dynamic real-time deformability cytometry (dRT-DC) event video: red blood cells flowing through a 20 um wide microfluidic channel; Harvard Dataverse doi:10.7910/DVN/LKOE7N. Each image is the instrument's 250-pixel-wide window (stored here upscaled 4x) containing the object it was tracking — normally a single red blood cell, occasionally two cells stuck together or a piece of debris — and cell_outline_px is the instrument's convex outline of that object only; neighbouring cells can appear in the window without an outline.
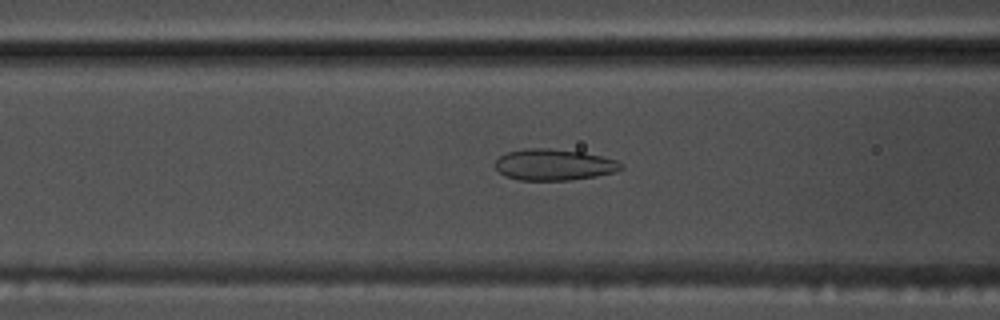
{"species": "common noctule bat (a hibernating species)", "species_latin": "Nyctalus noctula", "temperature_condition": "warm", "stored_images_in_passage": 54, "camera_frame_rate_fps": 3000, "um_per_image_px": 0.085, "animal": {"sex": "male", "body_mass_g": 17.5, "forearm_length_mm": 52.3}, "frame": {"image": 1, "passage_image": 21, "time_ms": 6.667, "image_size_px": [1000, 320], "cell_outline_px": [[624, 168], [616, 172], [596, 176], [572, 180], [520, 180], [504, 176], [496, 168], [496, 160], [500, 156], [508, 152], [524, 148], [548, 148], [584, 152], [616, 160], [624, 164]], "centroid_in_image_um": [47.12, 14.0], "position_along_channel_um": 119.5, "area_um2": 23.06}}
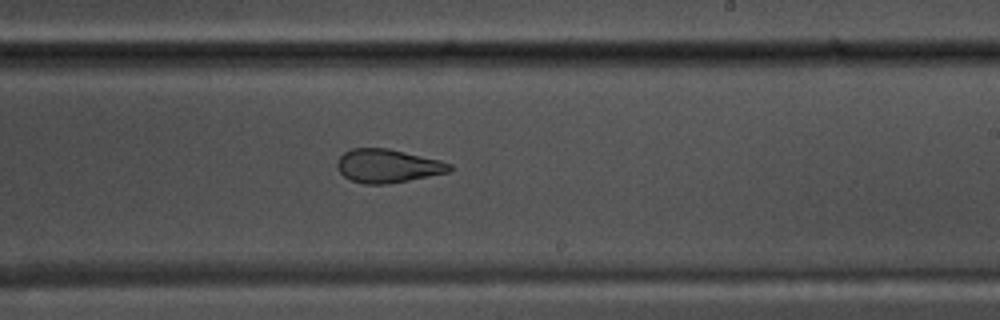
{"frame": {"image": 2, "passage_image": 32, "time_ms": 10.333, "image_size_px": [1000, 320], "cell_outline_px": [[452, 168], [448, 172], [388, 184], [364, 184], [352, 180], [344, 176], [340, 172], [336, 164], [340, 156], [344, 152], [352, 148], [388, 148], [440, 160], [452, 164]], "centroid_in_image_um": [32.94, 14.1], "position_along_channel_um": 256.1, "area_um2": 21.79}}
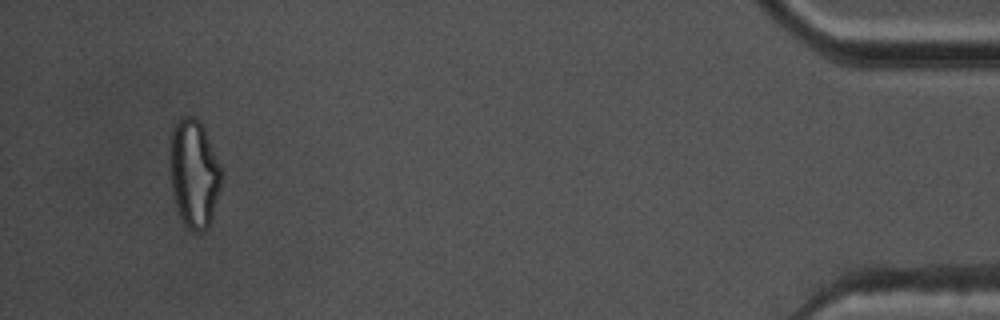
{"frame": {"image": 3, "passage_image": 51, "time_ms": 16.667, "image_size_px": [1000, 320], "cell_outline_px": [[220, 188], [212, 220], [208, 228], [204, 232], [192, 232], [184, 224], [180, 216], [176, 204], [172, 188], [168, 164], [168, 160], [172, 128], [180, 116], [192, 116], [200, 120], [204, 128], [220, 168]], "centroid_in_image_um": [16.45, 14.75], "position_along_channel_um": 418.7, "area_um2": 32.6}, "authors_computed_cell_mechanics": {"area_um2": 25.1719, "velocity_mm_per_s": 3.7294, "shape_relaxation_time_tau1_ms": 8.4151, "shape_relaxation_time_tau2_ms": 1.6967, "deformation_change_tau1": 0.1902, "deformation_change_tau2": 0.0867}}